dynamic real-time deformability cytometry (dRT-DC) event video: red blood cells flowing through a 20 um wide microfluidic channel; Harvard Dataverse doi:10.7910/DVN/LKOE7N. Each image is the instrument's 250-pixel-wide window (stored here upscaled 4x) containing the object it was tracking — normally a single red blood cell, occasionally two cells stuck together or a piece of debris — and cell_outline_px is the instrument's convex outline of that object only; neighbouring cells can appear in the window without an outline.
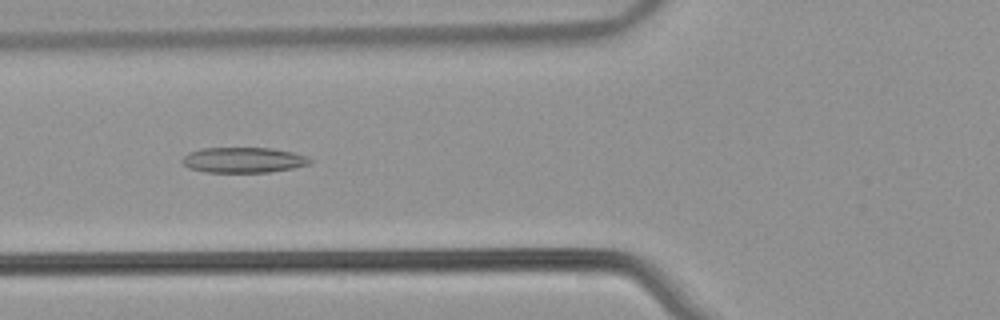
{"species": "common noctule bat (a hibernating species)", "species_latin": "Nyctalus noctula", "temperature_condition": "warm", "stored_images_in_passage": 48, "camera_frame_rate_fps": 3000, "um_per_image_px": 0.085, "animal": {"sex": "male", "body_mass_g": 21.5, "forearm_length_mm": 52.0}, "frame": {"image": 1, "passage_image": 16, "time_ms": 5.0, "image_size_px": [1000, 320], "cell_outline_px": [[312, 164], [292, 168], [268, 172], [204, 172], [188, 168], [180, 160], [188, 152], [204, 148], [272, 148], [292, 152], [308, 156], [312, 160]], "centroid_in_image_um": [20.69, 13.6], "position_along_channel_um": 105.1, "area_um2": 19.02}}
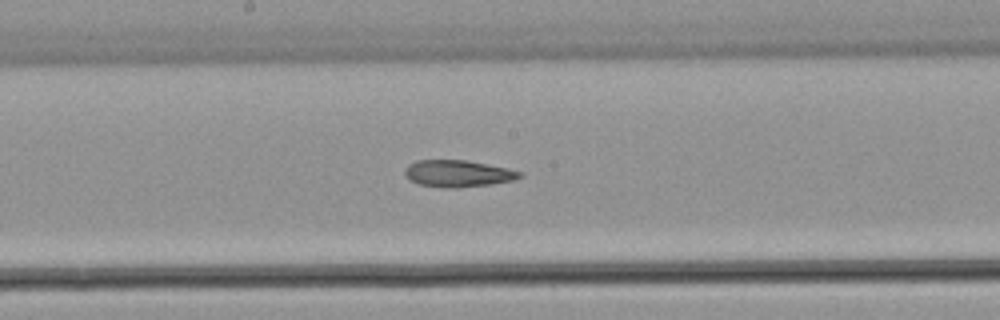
{"frame": {"image": 2, "passage_image": 24, "time_ms": 7.667, "image_size_px": [1000, 320], "cell_outline_px": [[524, 176], [512, 180], [492, 184], [456, 188], [448, 188], [420, 184], [408, 180], [404, 172], [404, 168], [408, 164], [416, 160], [464, 160], [488, 164], [508, 168], [524, 172]], "centroid_in_image_um": [38.93, 14.74], "position_along_channel_um": 209.3, "area_um2": 18.09}}
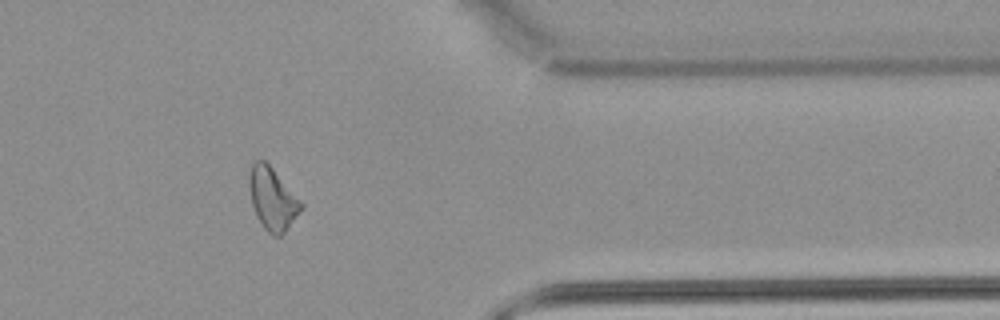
{"frame": {"image": 3, "passage_image": 39, "time_ms": 12.667, "image_size_px": [1000, 320], "cell_outline_px": [[304, 208], [284, 232], [280, 236], [272, 236], [264, 228], [256, 216], [252, 204], [248, 184], [248, 172], [252, 164], [256, 160], [264, 160], [272, 168], [304, 204]], "centroid_in_image_um": [23.15, 16.9], "position_along_channel_um": 388.3, "area_um2": 18.84}, "authors_computed_cell_mechanics": {"area_um2": 19.1029, "velocity_mm_per_s": 3.9013, "shape_relaxation_time_tau1_ms": null, "shape_relaxation_time_tau2_ms": 3.9062, "deformation_change_tau1": null, "deformation_change_tau2": 0.1301}}